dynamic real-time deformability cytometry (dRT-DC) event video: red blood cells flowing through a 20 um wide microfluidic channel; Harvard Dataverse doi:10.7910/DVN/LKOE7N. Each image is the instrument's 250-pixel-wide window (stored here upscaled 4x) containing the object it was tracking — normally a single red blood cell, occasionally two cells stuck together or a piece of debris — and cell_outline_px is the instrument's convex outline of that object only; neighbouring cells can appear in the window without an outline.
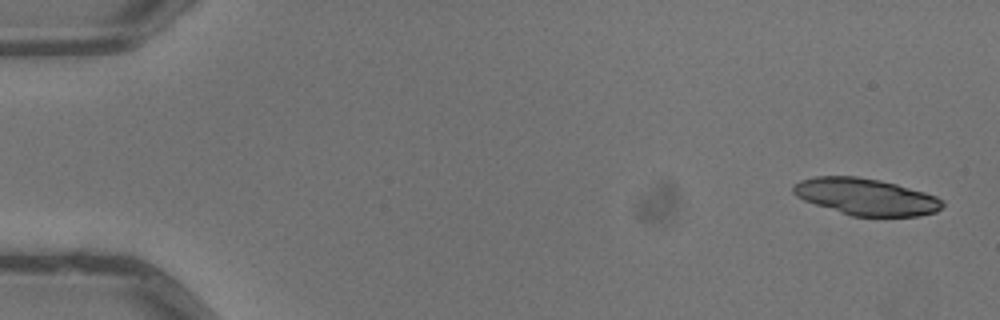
{"species": "common noctule bat (a hibernating species)", "species_latin": "Nyctalus noctula", "temperature_condition": "warm", "stored_images_in_passage": 5, "camera_frame_rate_fps": 3000, "um_per_image_px": 0.085, "animal": {"sex": "male", "body_mass_g": 13.3}, "frame": {"image": 1, "passage_image": 1, "time_ms": 0.0, "image_size_px": [1000, 320], "cell_outline_px": [[944, 204], [936, 212], [916, 216], [852, 216], [804, 200], [796, 196], [792, 192], [792, 184], [800, 180], [816, 176], [856, 176], [880, 180], [896, 184], [924, 192], [936, 196], [944, 200]], "centroid_in_image_um": [73.59, 16.71], "position_along_channel_um": 11.4, "area_um2": 31.85}}
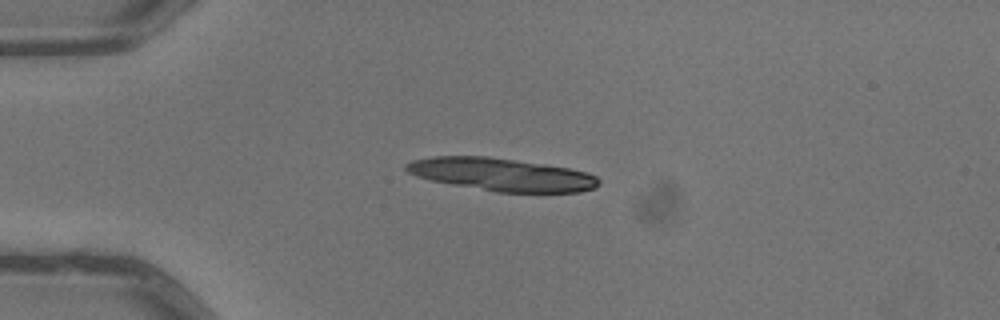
{"frame": {"image": 2, "passage_image": 4, "time_ms": 1.0, "image_size_px": [1000, 320], "cell_outline_px": [[600, 184], [592, 188], [580, 192], [496, 192], [452, 184], [432, 180], [416, 176], [408, 172], [404, 168], [404, 164], [412, 160], [432, 156], [488, 156], [544, 164], [568, 168], [588, 172], [596, 176], [600, 180]], "centroid_in_image_um": [42.63, 14.83], "position_along_channel_um": 42.4, "area_um2": 36.76}}